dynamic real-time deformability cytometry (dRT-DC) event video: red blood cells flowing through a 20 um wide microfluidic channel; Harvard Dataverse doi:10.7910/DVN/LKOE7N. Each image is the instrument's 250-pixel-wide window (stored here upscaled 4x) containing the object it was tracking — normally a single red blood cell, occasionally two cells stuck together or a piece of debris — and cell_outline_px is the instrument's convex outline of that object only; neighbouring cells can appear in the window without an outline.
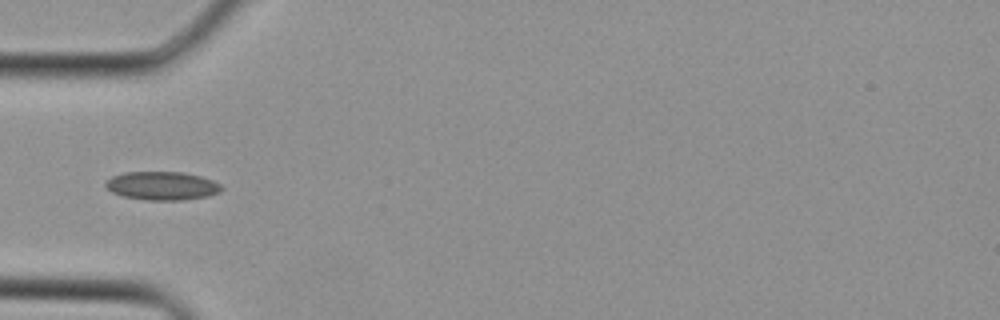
{"species": "Egyptian fruit bat (a non-hibernating species)", "species_latin": "Rousettus aegyptiacus", "temperature_condition": "cold", "stored_images_in_passage": 16, "camera_frame_rate_fps": 3000, "um_per_image_px": 0.085, "animal": {"sex": "female"}, "frame": {"image": 1, "passage_image": 1, "time_ms": 0.0, "image_size_px": [1000, 320], "cell_outline_px": [[224, 188], [220, 192], [208, 196], [180, 200], [144, 200], [124, 196], [112, 192], [104, 184], [112, 176], [124, 172], [184, 172], [200, 176], [212, 180], [220, 184]], "centroid_in_image_um": [13.8, 15.79], "position_along_channel_um": 71.2, "area_um2": 19.19}}
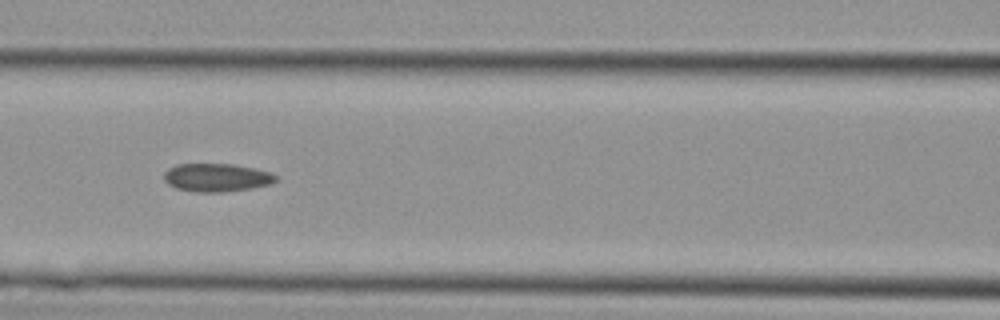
{"frame": {"image": 2, "passage_image": 5, "time_ms": 1.333, "image_size_px": [1000, 320], "cell_outline_px": [[276, 180], [272, 184], [248, 188], [220, 192], [196, 192], [176, 188], [168, 184], [164, 180], [164, 172], [168, 168], [176, 164], [232, 164], [272, 172], [276, 176]], "centroid_in_image_um": [18.38, 15.08], "position_along_channel_um": 148.2, "area_um2": 18.26}}
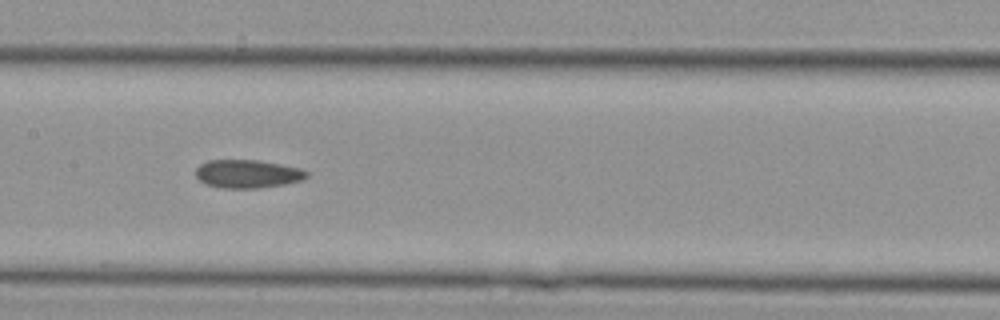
{"frame": {"image": 3, "passage_image": 7, "time_ms": 2.0, "image_size_px": [1000, 320], "cell_outline_px": [[308, 176], [304, 180], [284, 184], [260, 188], [224, 188], [204, 184], [196, 176], [196, 168], [200, 164], [208, 160], [260, 160], [300, 168], [308, 172]], "centroid_in_image_um": [21.05, 14.78], "position_along_channel_um": 186.4, "area_um2": 18.38}}